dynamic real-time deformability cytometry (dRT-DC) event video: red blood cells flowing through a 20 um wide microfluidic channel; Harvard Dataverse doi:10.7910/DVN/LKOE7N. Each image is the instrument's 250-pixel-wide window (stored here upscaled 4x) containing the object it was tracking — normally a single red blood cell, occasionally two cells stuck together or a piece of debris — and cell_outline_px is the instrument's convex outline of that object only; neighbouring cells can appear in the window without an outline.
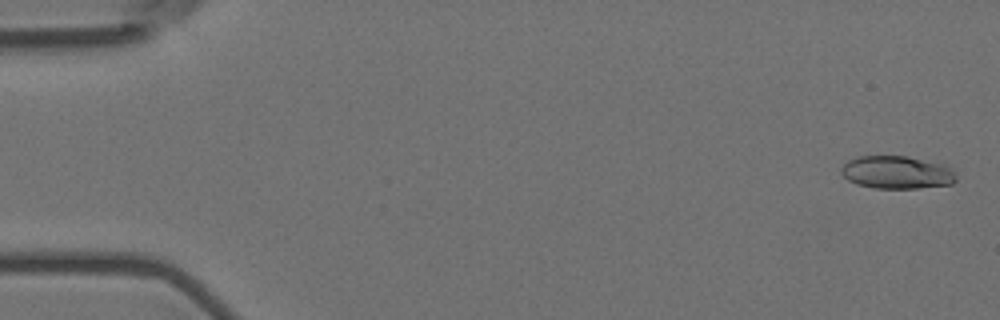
{"species": "Egyptian fruit bat (a non-hibernating species)", "species_latin": "Rousettus aegyptiacus", "temperature_condition": "room temperature", "stored_images_in_passage": 6, "camera_frame_rate_fps": 3000, "um_per_image_px": 0.085, "animal": {"sex": "female"}, "frame": {"image": 1, "passage_image": 2, "time_ms": 0.333, "image_size_px": [1000, 320], "cell_outline_px": [[956, 180], [952, 184], [916, 188], [876, 188], [856, 184], [848, 180], [840, 172], [840, 168], [848, 160], [856, 156], [908, 156], [948, 164], [952, 168], [956, 176]], "centroid_in_image_um": [76.25, 14.63], "position_along_channel_um": 8.7, "area_um2": 22.31}}